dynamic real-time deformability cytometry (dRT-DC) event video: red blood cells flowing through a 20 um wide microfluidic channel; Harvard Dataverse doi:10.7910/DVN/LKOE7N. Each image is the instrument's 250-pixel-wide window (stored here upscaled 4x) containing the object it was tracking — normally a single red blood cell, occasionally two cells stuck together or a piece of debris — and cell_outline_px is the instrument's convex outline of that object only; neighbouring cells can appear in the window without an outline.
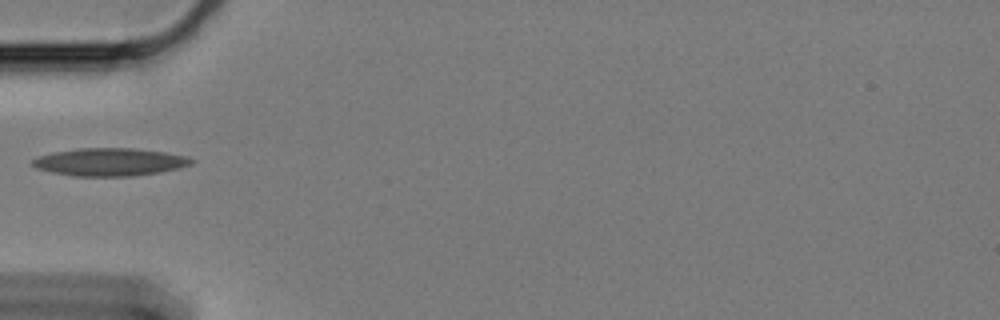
{"species": "Egyptian fruit bat (a non-hibernating species)", "species_latin": "Rousettus aegyptiacus", "temperature_condition": "cold", "stored_images_in_passage": 42, "camera_frame_rate_fps": 3000, "um_per_image_px": 0.085, "animal": {"sex": "female"}, "frame": {"image": 1, "passage_image": 1, "time_ms": 0.0, "image_size_px": [1000, 320], "cell_outline_px": [[196, 160], [192, 164], [160, 172], [132, 176], [76, 176], [52, 172], [36, 168], [32, 164], [32, 160], [40, 156], [52, 152], [76, 148], [132, 148], [164, 152], [184, 156]], "centroid_in_image_um": [9.31, 13.76], "position_along_channel_um": 75.7, "area_um2": 25.55}}
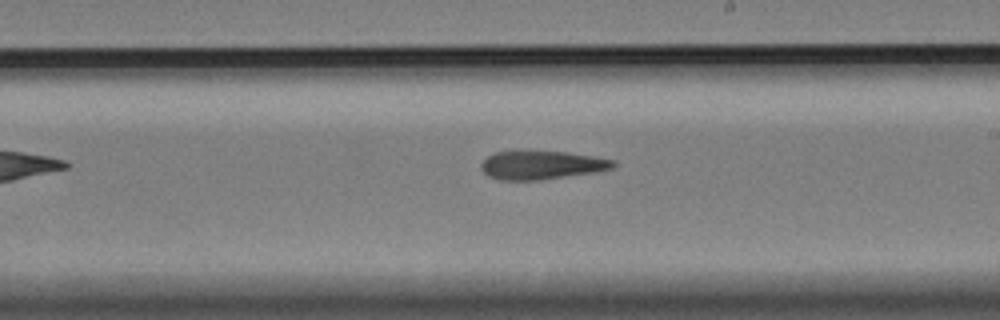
{"frame": {"image": 2, "passage_image": 16, "time_ms": 5.0, "image_size_px": [1000, 320], "cell_outline_px": [[616, 164], [612, 168], [600, 172], [540, 180], [500, 180], [488, 176], [480, 168], [480, 164], [488, 156], [496, 152], [568, 152], [616, 160]], "centroid_in_image_um": [46.08, 14.05], "position_along_channel_um": 242.9, "area_um2": 21.91}}
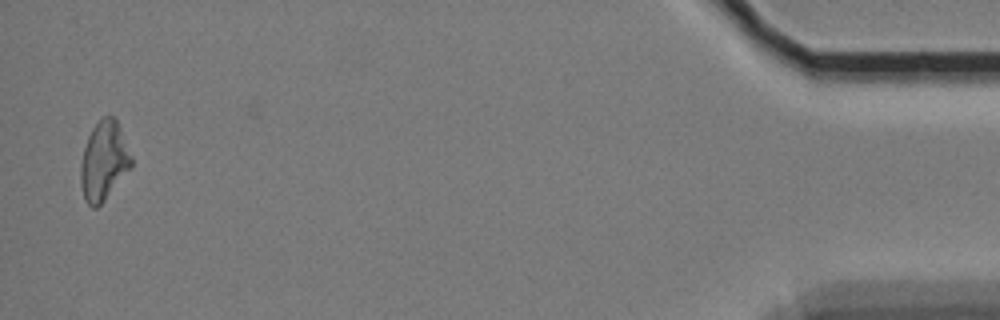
{"frame": {"image": 3, "passage_image": 40, "time_ms": 13.0, "image_size_px": [1000, 320], "cell_outline_px": [[132, 168], [104, 200], [96, 208], [92, 208], [84, 200], [80, 184], [80, 164], [84, 148], [88, 136], [92, 128], [104, 116], [112, 116], [116, 120], [132, 156]], "centroid_in_image_um": [8.82, 13.72], "position_along_channel_um": 426.4, "area_um2": 23.29}}